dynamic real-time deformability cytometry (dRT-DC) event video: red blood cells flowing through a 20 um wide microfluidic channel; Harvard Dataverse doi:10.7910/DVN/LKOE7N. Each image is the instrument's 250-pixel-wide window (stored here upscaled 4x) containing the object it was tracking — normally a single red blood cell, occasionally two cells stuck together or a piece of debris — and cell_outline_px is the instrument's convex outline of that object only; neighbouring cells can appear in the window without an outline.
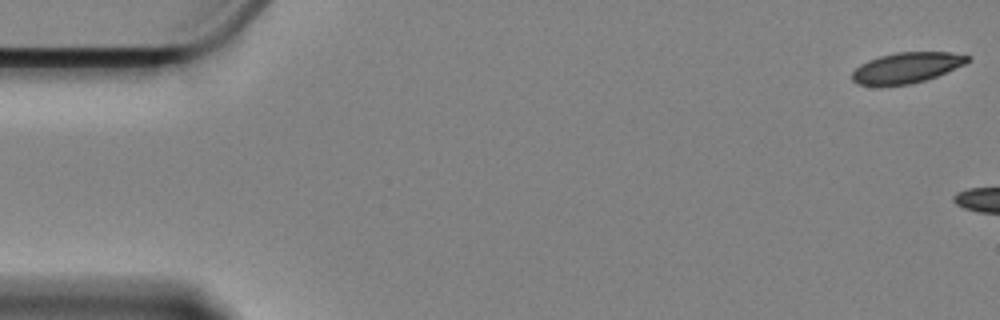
{"species": "Egyptian fruit bat (a non-hibernating species)", "species_latin": "Rousettus aegyptiacus", "temperature_condition": "cold", "stored_images_in_passage": 9, "camera_frame_rate_fps": 3000, "um_per_image_px": 0.085, "animal": {"sex": "female"}, "frame": {"image": 1, "passage_image": 1, "time_ms": 0.0, "image_size_px": [1000, 320], "cell_outline_px": [[972, 56], [964, 64], [936, 76], [912, 84], [860, 84], [852, 80], [852, 72], [860, 64], [868, 60], [880, 56], [896, 52], [948, 52]], "centroid_in_image_um": [77.07, 5.73], "position_along_channel_um": 7.9, "area_um2": 20.11}}